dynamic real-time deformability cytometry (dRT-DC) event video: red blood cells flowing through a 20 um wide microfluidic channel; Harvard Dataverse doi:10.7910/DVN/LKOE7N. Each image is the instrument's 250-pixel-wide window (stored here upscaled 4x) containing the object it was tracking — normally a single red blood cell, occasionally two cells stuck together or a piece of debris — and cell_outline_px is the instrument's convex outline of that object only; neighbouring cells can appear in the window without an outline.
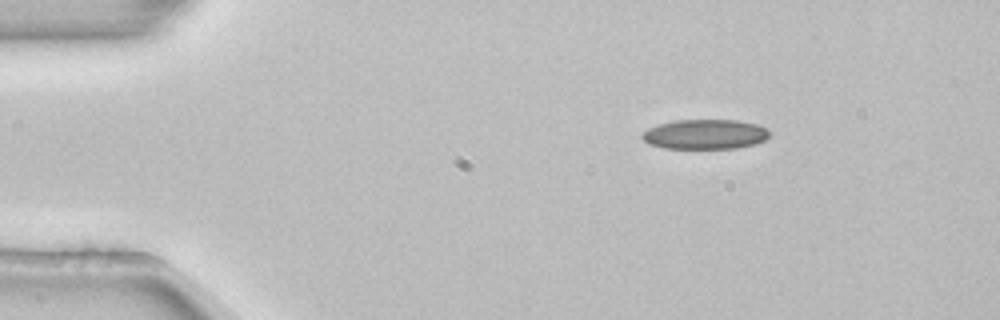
{"species": "common noctule bat (a hibernating species)", "species_latin": "Nyctalus noctula", "temperature_condition": "room temperature", "stored_images_in_passage": 2, "camera_frame_rate_fps": 3000, "um_per_image_px": 0.085, "animal": {"sex": "female", "body_mass_g": 22.7, "forearm_length_mm": 54.2}, "frame": {"image": 1, "passage_image": 1, "time_ms": 0.0, "image_size_px": [1000, 320], "cell_outline_px": [[772, 132], [764, 140], [756, 144], [736, 148], [664, 148], [648, 144], [640, 136], [648, 128], [660, 124], [676, 120], [736, 120], [756, 124], [768, 128]], "centroid_in_image_um": [59.96, 11.41], "position_along_channel_um": 25.0, "area_um2": 22.14}}